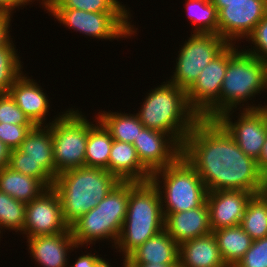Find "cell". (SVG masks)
Returning <instances> with one entry per match:
<instances>
[{
	"mask_svg": "<svg viewBox=\"0 0 267 267\" xmlns=\"http://www.w3.org/2000/svg\"><path fill=\"white\" fill-rule=\"evenodd\" d=\"M182 156L196 170L208 192L243 190L259 194L263 174L216 121L200 118L182 145Z\"/></svg>",
	"mask_w": 267,
	"mask_h": 267,
	"instance_id": "6da1fadb",
	"label": "cell"
},
{
	"mask_svg": "<svg viewBox=\"0 0 267 267\" xmlns=\"http://www.w3.org/2000/svg\"><path fill=\"white\" fill-rule=\"evenodd\" d=\"M120 181L105 169L80 167L58 174L52 188L62 205L69 227L97 206Z\"/></svg>",
	"mask_w": 267,
	"mask_h": 267,
	"instance_id": "7a4b0ae2",
	"label": "cell"
},
{
	"mask_svg": "<svg viewBox=\"0 0 267 267\" xmlns=\"http://www.w3.org/2000/svg\"><path fill=\"white\" fill-rule=\"evenodd\" d=\"M136 113L144 128L172 135L181 145L199 116L190 108L186 91L166 80L146 93Z\"/></svg>",
	"mask_w": 267,
	"mask_h": 267,
	"instance_id": "3957f363",
	"label": "cell"
},
{
	"mask_svg": "<svg viewBox=\"0 0 267 267\" xmlns=\"http://www.w3.org/2000/svg\"><path fill=\"white\" fill-rule=\"evenodd\" d=\"M161 204L160 193L151 181L130 182L126 217L113 248L115 252H122V259L164 229Z\"/></svg>",
	"mask_w": 267,
	"mask_h": 267,
	"instance_id": "277c9868",
	"label": "cell"
},
{
	"mask_svg": "<svg viewBox=\"0 0 267 267\" xmlns=\"http://www.w3.org/2000/svg\"><path fill=\"white\" fill-rule=\"evenodd\" d=\"M237 46L229 44V62L220 91V115L238 106L240 110L264 107L262 104H248V100L267 89V62L247 53L244 48L238 50ZM246 101L248 106L243 104Z\"/></svg>",
	"mask_w": 267,
	"mask_h": 267,
	"instance_id": "5b68a950",
	"label": "cell"
},
{
	"mask_svg": "<svg viewBox=\"0 0 267 267\" xmlns=\"http://www.w3.org/2000/svg\"><path fill=\"white\" fill-rule=\"evenodd\" d=\"M130 182H120L111 192L70 228L79 247L94 244L99 240H110L115 247L126 217Z\"/></svg>",
	"mask_w": 267,
	"mask_h": 267,
	"instance_id": "8992f818",
	"label": "cell"
},
{
	"mask_svg": "<svg viewBox=\"0 0 267 267\" xmlns=\"http://www.w3.org/2000/svg\"><path fill=\"white\" fill-rule=\"evenodd\" d=\"M150 181L160 193L163 213L188 211L206 202L208 190L183 156L152 173Z\"/></svg>",
	"mask_w": 267,
	"mask_h": 267,
	"instance_id": "52a82bcc",
	"label": "cell"
},
{
	"mask_svg": "<svg viewBox=\"0 0 267 267\" xmlns=\"http://www.w3.org/2000/svg\"><path fill=\"white\" fill-rule=\"evenodd\" d=\"M54 118L52 140L56 173L85 167L87 138L94 122H89L81 111L74 108Z\"/></svg>",
	"mask_w": 267,
	"mask_h": 267,
	"instance_id": "ba28073f",
	"label": "cell"
},
{
	"mask_svg": "<svg viewBox=\"0 0 267 267\" xmlns=\"http://www.w3.org/2000/svg\"><path fill=\"white\" fill-rule=\"evenodd\" d=\"M35 125L18 149L11 150L9 167L24 175L39 179L47 188L53 186L55 171L52 122Z\"/></svg>",
	"mask_w": 267,
	"mask_h": 267,
	"instance_id": "9c48e42d",
	"label": "cell"
},
{
	"mask_svg": "<svg viewBox=\"0 0 267 267\" xmlns=\"http://www.w3.org/2000/svg\"><path fill=\"white\" fill-rule=\"evenodd\" d=\"M66 28L89 37L107 40L131 38L137 34L130 12H87L71 8H46ZM129 20V21H128ZM136 29V30H135Z\"/></svg>",
	"mask_w": 267,
	"mask_h": 267,
	"instance_id": "30bf717a",
	"label": "cell"
},
{
	"mask_svg": "<svg viewBox=\"0 0 267 267\" xmlns=\"http://www.w3.org/2000/svg\"><path fill=\"white\" fill-rule=\"evenodd\" d=\"M228 45L218 34L191 33L188 40L179 48L175 72L168 81L187 91L203 68Z\"/></svg>",
	"mask_w": 267,
	"mask_h": 267,
	"instance_id": "8fae6325",
	"label": "cell"
},
{
	"mask_svg": "<svg viewBox=\"0 0 267 267\" xmlns=\"http://www.w3.org/2000/svg\"><path fill=\"white\" fill-rule=\"evenodd\" d=\"M229 62V45L203 68L186 91L190 108L199 118L215 120L220 116V91Z\"/></svg>",
	"mask_w": 267,
	"mask_h": 267,
	"instance_id": "7c38bea8",
	"label": "cell"
},
{
	"mask_svg": "<svg viewBox=\"0 0 267 267\" xmlns=\"http://www.w3.org/2000/svg\"><path fill=\"white\" fill-rule=\"evenodd\" d=\"M239 112L241 113H238V119L234 122V110L221 114L215 120L247 156L258 161L267 136V113L263 108Z\"/></svg>",
	"mask_w": 267,
	"mask_h": 267,
	"instance_id": "4fadbf2b",
	"label": "cell"
},
{
	"mask_svg": "<svg viewBox=\"0 0 267 267\" xmlns=\"http://www.w3.org/2000/svg\"><path fill=\"white\" fill-rule=\"evenodd\" d=\"M266 14L267 0L223 3L218 12V35L228 44L247 39Z\"/></svg>",
	"mask_w": 267,
	"mask_h": 267,
	"instance_id": "5bb4252c",
	"label": "cell"
},
{
	"mask_svg": "<svg viewBox=\"0 0 267 267\" xmlns=\"http://www.w3.org/2000/svg\"><path fill=\"white\" fill-rule=\"evenodd\" d=\"M69 228L63 219L60 198L52 187L26 204V238L66 232Z\"/></svg>",
	"mask_w": 267,
	"mask_h": 267,
	"instance_id": "9a60e30c",
	"label": "cell"
},
{
	"mask_svg": "<svg viewBox=\"0 0 267 267\" xmlns=\"http://www.w3.org/2000/svg\"><path fill=\"white\" fill-rule=\"evenodd\" d=\"M133 146L141 164L152 174L176 162L182 145L170 134L143 128Z\"/></svg>",
	"mask_w": 267,
	"mask_h": 267,
	"instance_id": "2e32d148",
	"label": "cell"
},
{
	"mask_svg": "<svg viewBox=\"0 0 267 267\" xmlns=\"http://www.w3.org/2000/svg\"><path fill=\"white\" fill-rule=\"evenodd\" d=\"M254 194L243 190H218L207 194L212 231L240 225L248 201Z\"/></svg>",
	"mask_w": 267,
	"mask_h": 267,
	"instance_id": "e0dca14e",
	"label": "cell"
},
{
	"mask_svg": "<svg viewBox=\"0 0 267 267\" xmlns=\"http://www.w3.org/2000/svg\"><path fill=\"white\" fill-rule=\"evenodd\" d=\"M27 243L31 257L40 267H68L67 255L74 248H79L74 241L71 228L57 234L29 237Z\"/></svg>",
	"mask_w": 267,
	"mask_h": 267,
	"instance_id": "ac0fdd59",
	"label": "cell"
},
{
	"mask_svg": "<svg viewBox=\"0 0 267 267\" xmlns=\"http://www.w3.org/2000/svg\"><path fill=\"white\" fill-rule=\"evenodd\" d=\"M164 230L178 244L212 233L209 208L205 202L201 207L188 211L163 213Z\"/></svg>",
	"mask_w": 267,
	"mask_h": 267,
	"instance_id": "d6986e66",
	"label": "cell"
},
{
	"mask_svg": "<svg viewBox=\"0 0 267 267\" xmlns=\"http://www.w3.org/2000/svg\"><path fill=\"white\" fill-rule=\"evenodd\" d=\"M25 75L23 72L14 81L8 94L34 125H49L44 123L51 107L48 96L38 82Z\"/></svg>",
	"mask_w": 267,
	"mask_h": 267,
	"instance_id": "ffe728a7",
	"label": "cell"
},
{
	"mask_svg": "<svg viewBox=\"0 0 267 267\" xmlns=\"http://www.w3.org/2000/svg\"><path fill=\"white\" fill-rule=\"evenodd\" d=\"M179 245L163 229L133 250L124 264L179 265Z\"/></svg>",
	"mask_w": 267,
	"mask_h": 267,
	"instance_id": "44dd1931",
	"label": "cell"
},
{
	"mask_svg": "<svg viewBox=\"0 0 267 267\" xmlns=\"http://www.w3.org/2000/svg\"><path fill=\"white\" fill-rule=\"evenodd\" d=\"M108 172L120 182H148L151 173L141 164L131 143L113 140L108 161Z\"/></svg>",
	"mask_w": 267,
	"mask_h": 267,
	"instance_id": "7402d4cb",
	"label": "cell"
},
{
	"mask_svg": "<svg viewBox=\"0 0 267 267\" xmlns=\"http://www.w3.org/2000/svg\"><path fill=\"white\" fill-rule=\"evenodd\" d=\"M179 267H227L213 233L179 245Z\"/></svg>",
	"mask_w": 267,
	"mask_h": 267,
	"instance_id": "603a6c76",
	"label": "cell"
},
{
	"mask_svg": "<svg viewBox=\"0 0 267 267\" xmlns=\"http://www.w3.org/2000/svg\"><path fill=\"white\" fill-rule=\"evenodd\" d=\"M48 188L39 180L6 166L0 170V191L23 203H29Z\"/></svg>",
	"mask_w": 267,
	"mask_h": 267,
	"instance_id": "cb8c5ba5",
	"label": "cell"
},
{
	"mask_svg": "<svg viewBox=\"0 0 267 267\" xmlns=\"http://www.w3.org/2000/svg\"><path fill=\"white\" fill-rule=\"evenodd\" d=\"M212 233L227 267H235L253 242L240 225L213 230Z\"/></svg>",
	"mask_w": 267,
	"mask_h": 267,
	"instance_id": "d4e9b609",
	"label": "cell"
},
{
	"mask_svg": "<svg viewBox=\"0 0 267 267\" xmlns=\"http://www.w3.org/2000/svg\"><path fill=\"white\" fill-rule=\"evenodd\" d=\"M90 126L85 152V167L101 168L108 171V161L113 138L105 126L96 118Z\"/></svg>",
	"mask_w": 267,
	"mask_h": 267,
	"instance_id": "484cf974",
	"label": "cell"
},
{
	"mask_svg": "<svg viewBox=\"0 0 267 267\" xmlns=\"http://www.w3.org/2000/svg\"><path fill=\"white\" fill-rule=\"evenodd\" d=\"M109 131L113 140L134 143L139 132L144 128L136 113L101 111L95 116Z\"/></svg>",
	"mask_w": 267,
	"mask_h": 267,
	"instance_id": "4316f807",
	"label": "cell"
},
{
	"mask_svg": "<svg viewBox=\"0 0 267 267\" xmlns=\"http://www.w3.org/2000/svg\"><path fill=\"white\" fill-rule=\"evenodd\" d=\"M240 226L253 240L267 236V199L261 193L248 201Z\"/></svg>",
	"mask_w": 267,
	"mask_h": 267,
	"instance_id": "83f0119b",
	"label": "cell"
},
{
	"mask_svg": "<svg viewBox=\"0 0 267 267\" xmlns=\"http://www.w3.org/2000/svg\"><path fill=\"white\" fill-rule=\"evenodd\" d=\"M186 11L194 30L192 33L218 34V12L211 0H186Z\"/></svg>",
	"mask_w": 267,
	"mask_h": 267,
	"instance_id": "f1b7e54d",
	"label": "cell"
},
{
	"mask_svg": "<svg viewBox=\"0 0 267 267\" xmlns=\"http://www.w3.org/2000/svg\"><path fill=\"white\" fill-rule=\"evenodd\" d=\"M13 42L11 39L0 47V94H7L14 81L23 73V62Z\"/></svg>",
	"mask_w": 267,
	"mask_h": 267,
	"instance_id": "f546056e",
	"label": "cell"
},
{
	"mask_svg": "<svg viewBox=\"0 0 267 267\" xmlns=\"http://www.w3.org/2000/svg\"><path fill=\"white\" fill-rule=\"evenodd\" d=\"M26 203L0 191V229L20 232L23 235ZM0 230V232H1Z\"/></svg>",
	"mask_w": 267,
	"mask_h": 267,
	"instance_id": "4dcf8cb0",
	"label": "cell"
},
{
	"mask_svg": "<svg viewBox=\"0 0 267 267\" xmlns=\"http://www.w3.org/2000/svg\"><path fill=\"white\" fill-rule=\"evenodd\" d=\"M43 8H71L87 12H129L118 0H42Z\"/></svg>",
	"mask_w": 267,
	"mask_h": 267,
	"instance_id": "1f68e13d",
	"label": "cell"
},
{
	"mask_svg": "<svg viewBox=\"0 0 267 267\" xmlns=\"http://www.w3.org/2000/svg\"><path fill=\"white\" fill-rule=\"evenodd\" d=\"M0 123L34 125L8 93L0 94Z\"/></svg>",
	"mask_w": 267,
	"mask_h": 267,
	"instance_id": "d6a6232c",
	"label": "cell"
},
{
	"mask_svg": "<svg viewBox=\"0 0 267 267\" xmlns=\"http://www.w3.org/2000/svg\"><path fill=\"white\" fill-rule=\"evenodd\" d=\"M235 267H267V236L253 240L251 247Z\"/></svg>",
	"mask_w": 267,
	"mask_h": 267,
	"instance_id": "836d02e7",
	"label": "cell"
},
{
	"mask_svg": "<svg viewBox=\"0 0 267 267\" xmlns=\"http://www.w3.org/2000/svg\"><path fill=\"white\" fill-rule=\"evenodd\" d=\"M251 42L253 45L245 51L255 57L261 59L262 61L267 62V14L264 18L256 25L252 34L244 39ZM253 48V49H252Z\"/></svg>",
	"mask_w": 267,
	"mask_h": 267,
	"instance_id": "e575fe53",
	"label": "cell"
},
{
	"mask_svg": "<svg viewBox=\"0 0 267 267\" xmlns=\"http://www.w3.org/2000/svg\"><path fill=\"white\" fill-rule=\"evenodd\" d=\"M34 126L0 123V140L11 150L18 149Z\"/></svg>",
	"mask_w": 267,
	"mask_h": 267,
	"instance_id": "d590c367",
	"label": "cell"
},
{
	"mask_svg": "<svg viewBox=\"0 0 267 267\" xmlns=\"http://www.w3.org/2000/svg\"><path fill=\"white\" fill-rule=\"evenodd\" d=\"M12 13L0 12V47L6 45L12 38L10 35V26Z\"/></svg>",
	"mask_w": 267,
	"mask_h": 267,
	"instance_id": "8d00e7d4",
	"label": "cell"
},
{
	"mask_svg": "<svg viewBox=\"0 0 267 267\" xmlns=\"http://www.w3.org/2000/svg\"><path fill=\"white\" fill-rule=\"evenodd\" d=\"M96 251L94 254L89 252L85 255L83 254L82 256H79L76 260L75 263L72 265H68V267H94L97 260L100 258L99 255H95Z\"/></svg>",
	"mask_w": 267,
	"mask_h": 267,
	"instance_id": "74e56055",
	"label": "cell"
},
{
	"mask_svg": "<svg viewBox=\"0 0 267 267\" xmlns=\"http://www.w3.org/2000/svg\"><path fill=\"white\" fill-rule=\"evenodd\" d=\"M35 0H0V11L14 13L15 8H23Z\"/></svg>",
	"mask_w": 267,
	"mask_h": 267,
	"instance_id": "f35d334b",
	"label": "cell"
},
{
	"mask_svg": "<svg viewBox=\"0 0 267 267\" xmlns=\"http://www.w3.org/2000/svg\"><path fill=\"white\" fill-rule=\"evenodd\" d=\"M11 149L0 140V170L9 166Z\"/></svg>",
	"mask_w": 267,
	"mask_h": 267,
	"instance_id": "ab89813d",
	"label": "cell"
},
{
	"mask_svg": "<svg viewBox=\"0 0 267 267\" xmlns=\"http://www.w3.org/2000/svg\"><path fill=\"white\" fill-rule=\"evenodd\" d=\"M257 162H258V166H259V169L262 172V174L263 175L267 174V136L265 139V143L263 146L261 156Z\"/></svg>",
	"mask_w": 267,
	"mask_h": 267,
	"instance_id": "60d3db41",
	"label": "cell"
},
{
	"mask_svg": "<svg viewBox=\"0 0 267 267\" xmlns=\"http://www.w3.org/2000/svg\"><path fill=\"white\" fill-rule=\"evenodd\" d=\"M244 0H211L212 4L216 7L217 12L223 8V3H237Z\"/></svg>",
	"mask_w": 267,
	"mask_h": 267,
	"instance_id": "b9f144b4",
	"label": "cell"
},
{
	"mask_svg": "<svg viewBox=\"0 0 267 267\" xmlns=\"http://www.w3.org/2000/svg\"><path fill=\"white\" fill-rule=\"evenodd\" d=\"M124 267H179V265L124 264Z\"/></svg>",
	"mask_w": 267,
	"mask_h": 267,
	"instance_id": "7bdbcfd3",
	"label": "cell"
},
{
	"mask_svg": "<svg viewBox=\"0 0 267 267\" xmlns=\"http://www.w3.org/2000/svg\"><path fill=\"white\" fill-rule=\"evenodd\" d=\"M121 264H123L122 266L124 267V259H123V263H121ZM94 267H111V265H110L109 261L105 260V258L103 259L102 257H100L97 260Z\"/></svg>",
	"mask_w": 267,
	"mask_h": 267,
	"instance_id": "ee69618b",
	"label": "cell"
},
{
	"mask_svg": "<svg viewBox=\"0 0 267 267\" xmlns=\"http://www.w3.org/2000/svg\"><path fill=\"white\" fill-rule=\"evenodd\" d=\"M261 194L267 199V174L263 175V184Z\"/></svg>",
	"mask_w": 267,
	"mask_h": 267,
	"instance_id": "f6af8a7d",
	"label": "cell"
},
{
	"mask_svg": "<svg viewBox=\"0 0 267 267\" xmlns=\"http://www.w3.org/2000/svg\"><path fill=\"white\" fill-rule=\"evenodd\" d=\"M263 109L266 111L267 113V105L265 104V106L263 107Z\"/></svg>",
	"mask_w": 267,
	"mask_h": 267,
	"instance_id": "bcb514c9",
	"label": "cell"
}]
</instances>
